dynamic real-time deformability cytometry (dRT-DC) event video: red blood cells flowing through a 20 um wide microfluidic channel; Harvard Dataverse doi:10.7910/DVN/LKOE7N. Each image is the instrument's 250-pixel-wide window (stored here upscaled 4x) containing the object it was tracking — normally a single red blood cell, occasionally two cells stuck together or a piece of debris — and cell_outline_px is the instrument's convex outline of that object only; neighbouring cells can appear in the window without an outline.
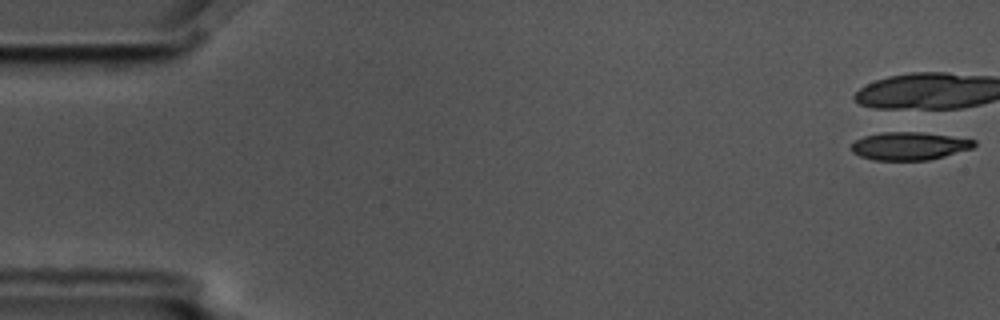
{"species": "common noctule bat (a hibernating species)", "species_latin": "Nyctalus noctula", "temperature_condition": "cold", "stored_images_in_passage": 6, "camera_frame_rate_fps": 3000, "um_per_image_px": 0.085, "animal": {"sex": "male", "body_mass_g": 17.5, "forearm_length_mm": 52.3}, "frame": {"image": 1, "passage_image": 1, "time_ms": 0.0, "image_size_px": [1000, 320], "cell_outline_px": [[976, 144], [972, 148], [944, 156], [928, 160], [872, 160], [860, 156], [852, 152], [852, 144], [856, 140], [864, 136], [884, 132], [924, 132], [976, 140]], "centroid_in_image_um": [77.29, 12.41], "position_along_channel_um": 7.7, "area_um2": 19.88}}